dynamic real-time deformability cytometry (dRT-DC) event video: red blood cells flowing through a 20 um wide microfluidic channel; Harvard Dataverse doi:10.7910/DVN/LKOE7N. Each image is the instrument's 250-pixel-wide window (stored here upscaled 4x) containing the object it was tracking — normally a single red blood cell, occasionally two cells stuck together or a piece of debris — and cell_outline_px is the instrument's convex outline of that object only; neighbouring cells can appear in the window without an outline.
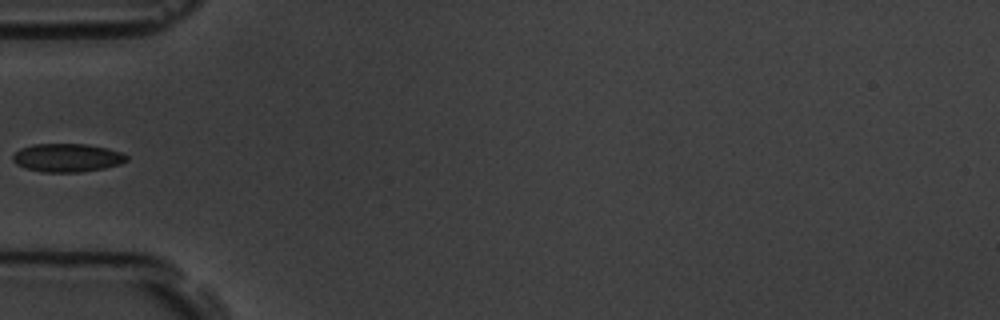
{"species": "common noctule bat (a hibernating species)", "species_latin": "Nyctalus noctula", "temperature_condition": "room temperature", "stored_images_in_passage": 6, "camera_frame_rate_fps": 3000, "um_per_image_px": 0.085, "animal": {"sex": "male", "body_mass_g": 19.5, "forearm_length_mm": 54.6}, "frame": {"image": 1, "passage_image": 6, "time_ms": 5.667, "image_size_px": [1000, 320], "cell_outline_px": [[128, 160], [120, 164], [104, 168], [80, 172], [44, 172], [24, 168], [16, 164], [12, 160], [12, 156], [20, 148], [32, 144], [88, 144], [108, 148], [120, 152], [128, 156]], "centroid_in_image_um": [5.7, 13.4], "position_along_channel_um": 79.3, "area_um2": 18.9}}